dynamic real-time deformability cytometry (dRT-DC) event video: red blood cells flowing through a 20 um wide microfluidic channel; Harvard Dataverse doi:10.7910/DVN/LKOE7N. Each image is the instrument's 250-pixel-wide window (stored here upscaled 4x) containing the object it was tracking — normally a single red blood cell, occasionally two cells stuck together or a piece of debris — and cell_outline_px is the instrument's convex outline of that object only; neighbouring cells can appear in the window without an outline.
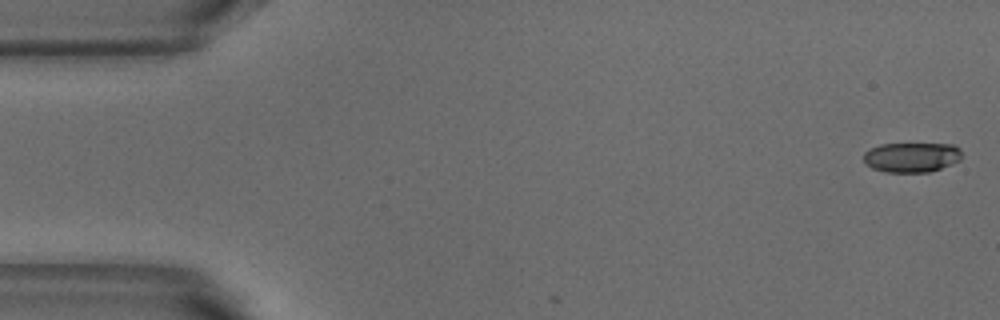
{"species": "common noctule bat (a hibernating species)", "species_latin": "Nyctalus noctula", "temperature_condition": "warm", "stored_images_in_passage": 5, "camera_frame_rate_fps": 3000, "um_per_image_px": 0.085, "animal": {"sex": "male", "body_mass_g": 18.8}, "frame": {"image": 1, "passage_image": 1, "time_ms": 0.0, "image_size_px": [1000, 320], "cell_outline_px": [[964, 156], [960, 160], [952, 164], [928, 172], [884, 172], [872, 168], [864, 160], [864, 152], [880, 144], [952, 144], [960, 148]], "centroid_in_image_um": [77.53, 13.36], "position_along_channel_um": 7.5, "area_um2": 17.11}}
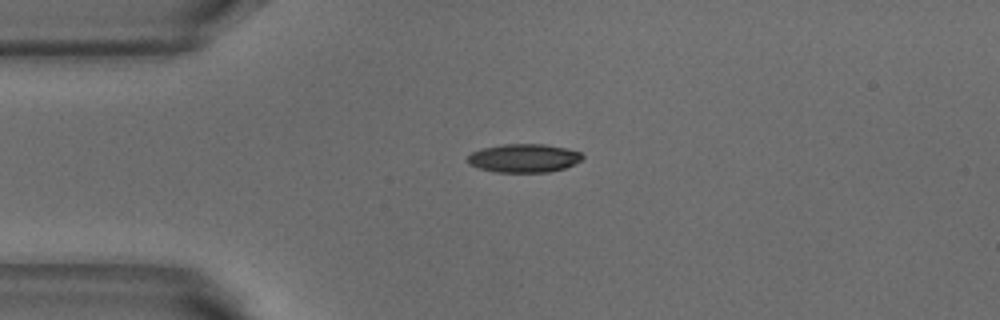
{"frame": {"image": 2, "passage_image": 4, "time_ms": 1.0, "image_size_px": [1000, 320], "cell_outline_px": [[584, 160], [564, 168], [548, 172], [496, 172], [480, 168], [468, 164], [468, 156], [472, 152], [480, 148], [500, 144], [544, 144], [564, 148], [580, 152], [584, 156]], "centroid_in_image_um": [44.53, 13.43], "position_along_channel_um": 40.5, "area_um2": 19.13}}